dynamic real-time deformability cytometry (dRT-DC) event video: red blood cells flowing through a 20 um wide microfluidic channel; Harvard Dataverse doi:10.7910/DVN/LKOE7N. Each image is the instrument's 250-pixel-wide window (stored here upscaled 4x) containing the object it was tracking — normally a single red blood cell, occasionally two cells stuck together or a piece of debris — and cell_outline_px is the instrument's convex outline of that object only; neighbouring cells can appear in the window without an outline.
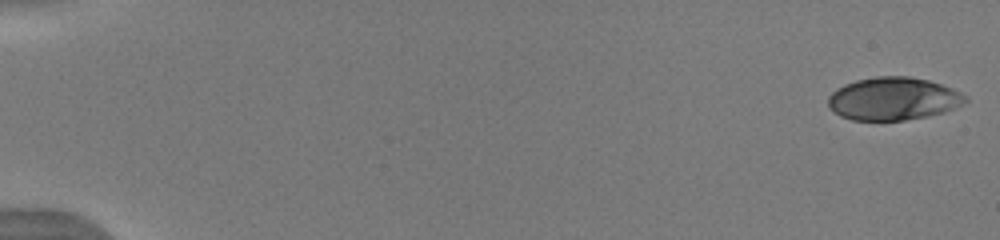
{"species": "human", "species_latin": "Homo sapiens", "temperature_condition": "warm", "stored_images_in_passage": 52, "camera_frame_rate_fps": 3000, "um_per_image_px": 0.085, "donor": {"sex": "male"}, "frame": {"image": 1, "passage_image": 1, "time_ms": 0.0, "image_size_px": [1000, 240], "cell_outline_px": [[968, 100], [944, 112], [928, 116], [904, 120], [852, 120], [840, 116], [828, 104], [828, 96], [836, 88], [844, 84], [856, 80], [876, 76], [908, 76], [928, 80], [952, 88], [968, 96]], "centroid_in_image_um": [75.91, 8.38], "position_along_channel_um": 9.1, "area_um2": 34.16}}
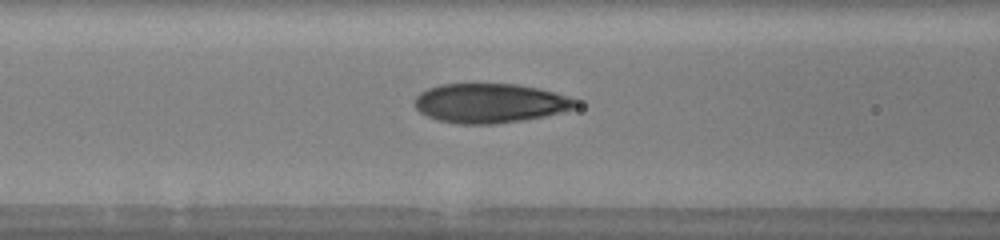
{"frame": {"image": 2, "passage_image": 23, "time_ms": 7.333, "image_size_px": [1000, 240], "cell_outline_px": [[580, 104], [576, 108], [544, 116], [520, 120], [492, 124], [456, 124], [440, 120], [428, 116], [420, 112], [412, 104], [416, 96], [420, 92], [428, 88], [440, 84], [516, 84], [556, 92], [580, 100]], "centroid_in_image_um": [41.66, 8.76], "position_along_channel_um": 124.9, "area_um2": 37.05}}
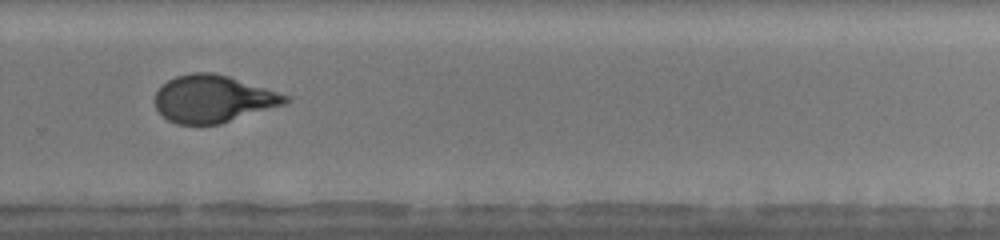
{"frame": {"image": 3, "passage_image": 37, "time_ms": 12.0, "image_size_px": [1000, 240], "cell_outline_px": [[292, 100], [284, 104], [220, 124], [176, 124], [168, 120], [156, 108], [152, 100], [156, 92], [168, 80], [176, 76], [192, 72], [212, 72], [228, 76], [288, 96]], "centroid_in_image_um": [18.06, 8.4], "position_along_channel_um": 311.7, "area_um2": 35.6}, "authors_computed_cell_mechanics": {"area_um2": 36.0961, "velocity_mm_per_s": 4.0096, "shape_relaxation_time_tau1_ms": 4.7135, "shape_relaxation_time_tau2_ms": 0.9394, "deformation_change_tau1": 0.216, "deformation_change_tau2": 0.066}}